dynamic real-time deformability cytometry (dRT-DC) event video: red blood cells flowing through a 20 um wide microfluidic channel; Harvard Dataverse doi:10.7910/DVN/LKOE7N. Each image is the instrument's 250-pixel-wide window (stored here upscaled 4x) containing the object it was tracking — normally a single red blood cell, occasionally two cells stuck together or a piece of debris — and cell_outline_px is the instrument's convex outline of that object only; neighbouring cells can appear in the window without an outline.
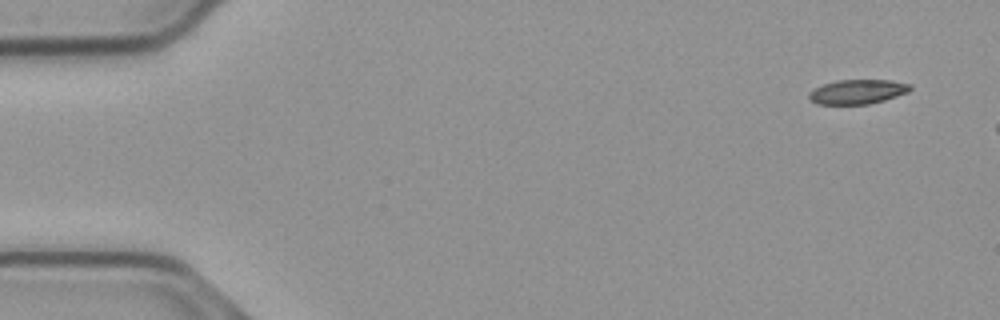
{"species": "common noctule bat (a hibernating species)", "species_latin": "Nyctalus noctula", "temperature_condition": "cold", "stored_images_in_passage": 10, "camera_frame_rate_fps": 3000, "um_per_image_px": 0.085, "animal": {"sex": "male", "body_mass_g": 23.1, "forearm_length_mm": 52.7}, "frame": {"image": 1, "passage_image": 1, "time_ms": 0.0, "image_size_px": [1000, 320], "cell_outline_px": [[912, 88], [908, 92], [884, 100], [868, 104], [816, 104], [808, 96], [808, 92], [824, 84], [836, 80], [892, 80], [912, 84]], "centroid_in_image_um": [72.91, 7.79], "position_along_channel_um": 12.1, "area_um2": 14.39}}